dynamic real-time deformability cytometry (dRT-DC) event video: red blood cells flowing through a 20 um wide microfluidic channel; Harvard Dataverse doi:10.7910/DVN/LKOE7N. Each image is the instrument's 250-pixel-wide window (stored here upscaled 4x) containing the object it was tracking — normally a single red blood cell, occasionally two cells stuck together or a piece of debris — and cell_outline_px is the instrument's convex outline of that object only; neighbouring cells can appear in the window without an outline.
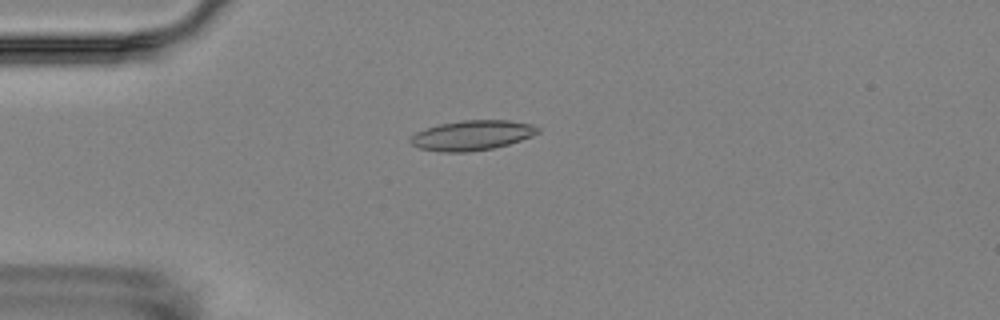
{"species": "Egyptian fruit bat (a non-hibernating species)", "species_latin": "Rousettus aegyptiacus", "temperature_condition": "room temperature", "stored_images_in_passage": 15, "camera_frame_rate_fps": 3000, "um_per_image_px": 0.085, "animal": {"sex": "female"}, "frame": {"image": 1, "passage_image": 3, "time_ms": 2.333, "image_size_px": [1000, 320], "cell_outline_px": [[540, 132], [532, 136], [508, 144], [492, 148], [468, 152], [444, 152], [420, 148], [412, 144], [408, 140], [416, 132], [424, 128], [440, 124], [460, 120], [508, 120], [532, 124], [540, 128]], "centroid_in_image_um": [40.13, 11.49], "position_along_channel_um": 44.9, "area_um2": 22.2}}
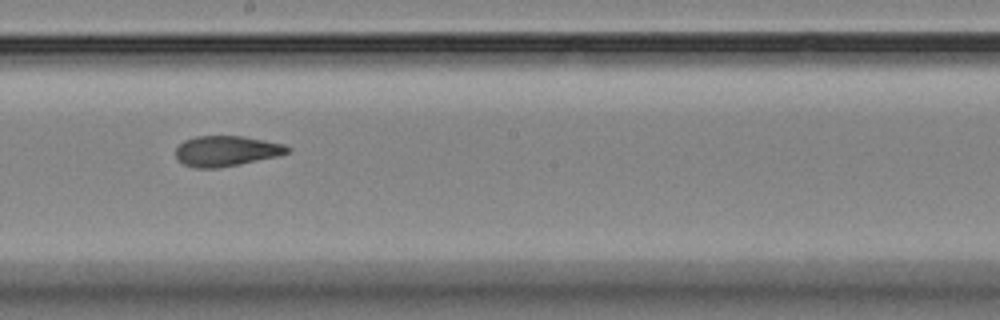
{"frame": {"image": 2, "passage_image": 8, "time_ms": 8.0, "image_size_px": [1000, 320], "cell_outline_px": [[292, 152], [276, 156], [240, 164], [216, 168], [192, 168], [184, 164], [176, 156], [176, 148], [184, 140], [196, 136], [244, 136], [284, 144], [292, 148]], "centroid_in_image_um": [19.26, 12.83], "position_along_channel_um": 228.9, "area_um2": 19.83}}
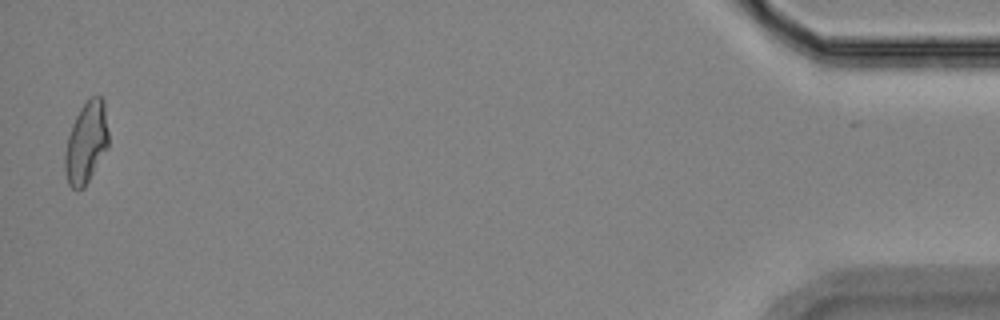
{"frame": {"image": 3, "passage_image": 15, "time_ms": 16.0, "image_size_px": [1000, 320], "cell_outline_px": [[108, 148], [84, 188], [76, 192], [68, 184], [64, 168], [64, 152], [68, 136], [72, 124], [80, 108], [92, 96], [100, 96], [104, 100], [108, 132]], "centroid_in_image_um": [7.32, 12.16], "position_along_channel_um": 427.9, "area_um2": 20.87}, "authors_computed_cell_mechanics": {"area_um2": 20.1722, "velocity_mm_per_s": 3.5757, "shape_relaxation_time_tau1_ms": null, "shape_relaxation_time_tau2_ms": 1.17, "deformation_change_tau1": null, "deformation_change_tau2": 0.0632}}